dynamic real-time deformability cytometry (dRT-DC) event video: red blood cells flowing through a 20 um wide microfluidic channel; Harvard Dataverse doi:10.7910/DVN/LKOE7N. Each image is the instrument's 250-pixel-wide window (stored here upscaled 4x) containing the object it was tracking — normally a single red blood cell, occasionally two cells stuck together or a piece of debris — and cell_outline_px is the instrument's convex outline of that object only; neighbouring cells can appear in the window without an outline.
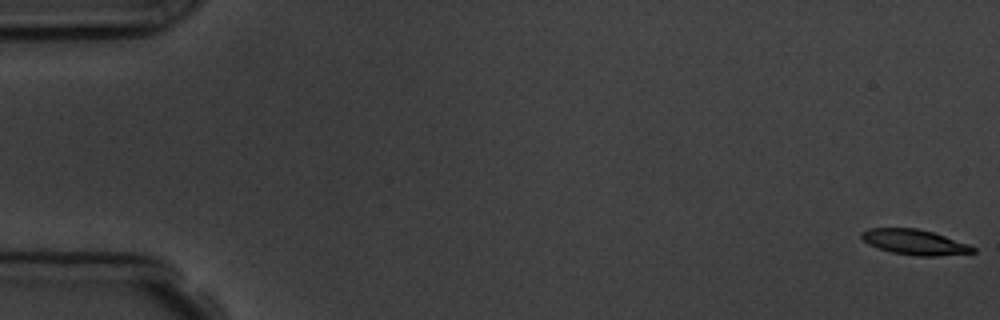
{"species": "common noctule bat (a hibernating species)", "species_latin": "Nyctalus noctula", "temperature_condition": "room temperature", "stored_images_in_passage": 7, "camera_frame_rate_fps": 3000, "um_per_image_px": 0.085, "animal": {"sex": "male", "body_mass_g": 19.5, "forearm_length_mm": 54.6}, "frame": {"image": 1, "passage_image": 1, "time_ms": 0.0, "image_size_px": [1000, 320], "cell_outline_px": [[976, 252], [936, 256], [916, 256], [892, 252], [876, 248], [868, 244], [860, 236], [860, 232], [868, 228], [916, 228], [932, 232], [968, 244], [976, 248]], "centroid_in_image_um": [77.7, 20.58], "position_along_channel_um": 7.3, "area_um2": 16.36}}